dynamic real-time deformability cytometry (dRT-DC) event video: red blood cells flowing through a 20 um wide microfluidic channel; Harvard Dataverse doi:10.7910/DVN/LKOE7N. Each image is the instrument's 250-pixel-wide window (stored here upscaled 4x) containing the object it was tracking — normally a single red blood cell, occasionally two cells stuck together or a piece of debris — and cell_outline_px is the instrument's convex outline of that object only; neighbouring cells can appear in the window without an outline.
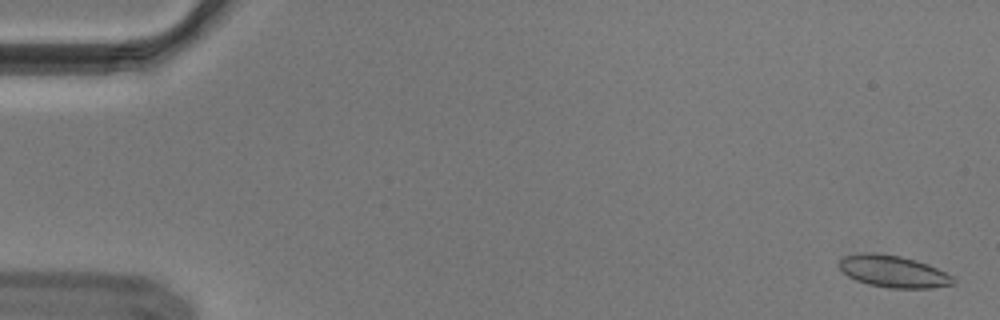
{"species": "Egyptian fruit bat (a non-hibernating species)", "species_latin": "Rousettus aegyptiacus", "temperature_condition": "cold", "stored_images_in_passage": 55, "camera_frame_rate_fps": 3000, "um_per_image_px": 0.085, "animal": {"sex": "male"}, "frame": {"image": 1, "passage_image": 2, "time_ms": 0.333, "image_size_px": [1000, 320], "cell_outline_px": [[956, 284], [932, 288], [888, 288], [868, 284], [856, 280], [848, 276], [840, 268], [840, 260], [844, 256], [860, 252], [872, 252], [900, 256], [916, 260], [928, 264], [952, 276], [956, 280]], "centroid_in_image_um": [75.94, 23.07], "position_along_channel_um": 9.1, "area_um2": 21.27}}
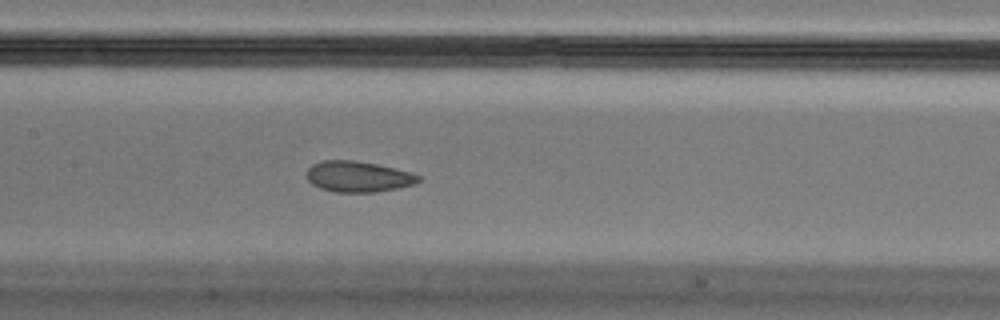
{"frame": {"image": 2, "passage_image": 27, "time_ms": 8.667, "image_size_px": [1000, 320], "cell_outline_px": [[420, 180], [416, 184], [376, 192], [336, 192], [320, 188], [312, 184], [304, 176], [308, 168], [312, 164], [324, 160], [352, 160], [376, 164], [412, 172], [420, 176]], "centroid_in_image_um": [30.42, 15.01], "position_along_channel_um": 177.0, "area_um2": 20.17}}
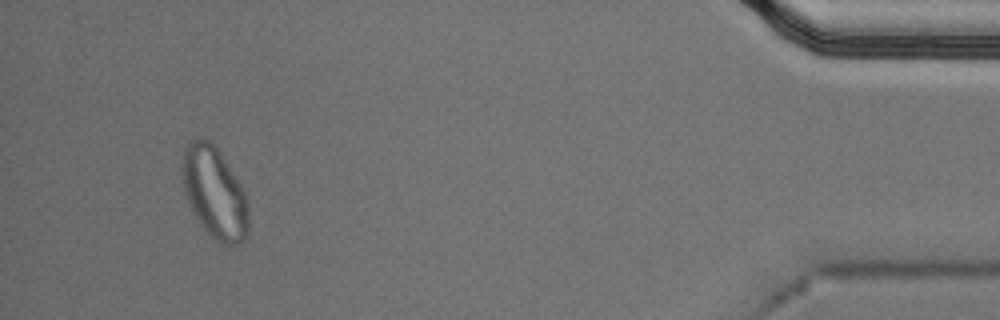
{"frame": {"image": 3, "passage_image": 52, "time_ms": 17.0, "image_size_px": [1000, 320], "cell_outline_px": [[248, 232], [244, 240], [232, 244], [220, 244], [200, 224], [192, 212], [188, 204], [184, 192], [180, 172], [184, 148], [196, 136], [204, 136], [220, 152], [240, 184], [248, 200]], "centroid_in_image_um": [18.19, 16.35], "position_along_channel_um": 417.0, "area_um2": 35.55}, "authors_computed_cell_mechanics": {"area_um2": 20.9814, "velocity_mm_per_s": 3.6777, "shape_relaxation_time_tau1_ms": null, "shape_relaxation_time_tau2_ms": 1.3833, "deformation_change_tau1": null, "deformation_change_tau2": 0.06}}